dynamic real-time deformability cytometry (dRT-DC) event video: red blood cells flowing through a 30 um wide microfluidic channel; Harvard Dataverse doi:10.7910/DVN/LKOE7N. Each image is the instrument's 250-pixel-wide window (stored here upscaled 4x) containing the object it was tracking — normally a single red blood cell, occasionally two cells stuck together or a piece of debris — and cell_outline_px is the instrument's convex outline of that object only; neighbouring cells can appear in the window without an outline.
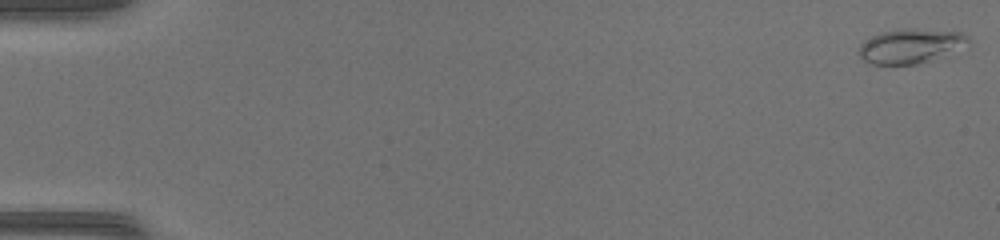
{"species": "common noctule bat (a hibernating species)", "species_latin": "Nyctalus noctula", "temperature_condition": "warm", "stored_images_in_passage": 45, "camera_frame_rate_fps": 3000, "um_per_image_px": 0.085, "animal": {"sex": "female", "body_mass_g": 17.0, "forearm_length_mm": 48.0}, "frame": {"image": 1, "passage_image": 1, "time_ms": 0.0, "image_size_px": [1000, 240], "cell_outline_px": [[968, 40], [928, 60], [916, 64], [872, 64], [864, 60], [860, 56], [860, 44], [872, 36], [884, 32], [904, 28], [960, 32], [968, 36]], "centroid_in_image_um": [77.25, 3.9], "position_along_channel_um": 7.8, "area_um2": 20.58}}
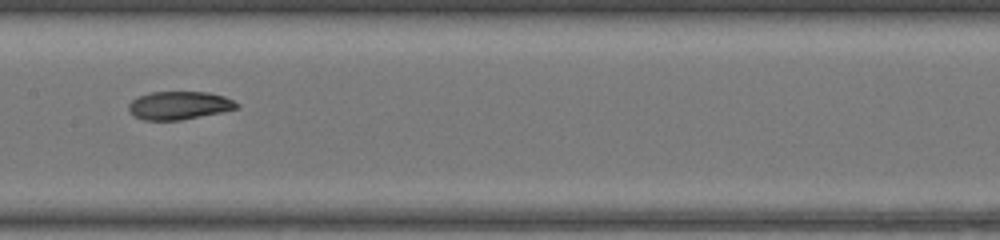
{"frame": {"image": 2, "passage_image": 26, "time_ms": 8.333, "image_size_px": [1000, 240], "cell_outline_px": [[240, 108], [180, 120], [144, 120], [136, 116], [128, 108], [128, 104], [136, 96], [148, 92], [208, 92], [224, 96], [240, 104]], "centroid_in_image_um": [15.23, 8.95], "position_along_channel_um": 192.2, "area_um2": 17.69}}
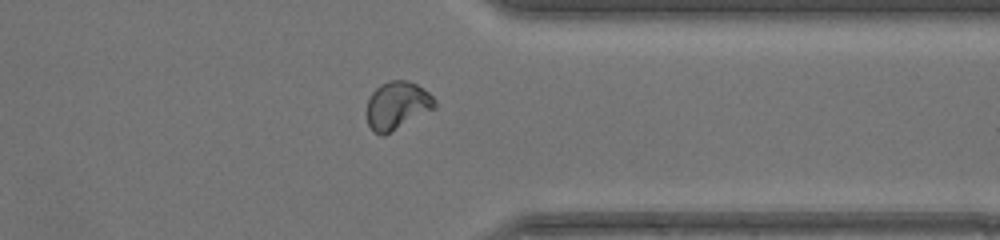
{"frame": {"image": 3, "passage_image": 39, "time_ms": 12.667, "image_size_px": [1000, 240], "cell_outline_px": [[436, 108], [384, 136], [380, 136], [372, 132], [368, 124], [364, 112], [368, 100], [372, 92], [380, 84], [388, 80], [408, 80], [416, 84], [428, 92], [436, 100]], "centroid_in_image_um": [33.72, 8.99], "position_along_channel_um": 377.7, "area_um2": 19.48}}